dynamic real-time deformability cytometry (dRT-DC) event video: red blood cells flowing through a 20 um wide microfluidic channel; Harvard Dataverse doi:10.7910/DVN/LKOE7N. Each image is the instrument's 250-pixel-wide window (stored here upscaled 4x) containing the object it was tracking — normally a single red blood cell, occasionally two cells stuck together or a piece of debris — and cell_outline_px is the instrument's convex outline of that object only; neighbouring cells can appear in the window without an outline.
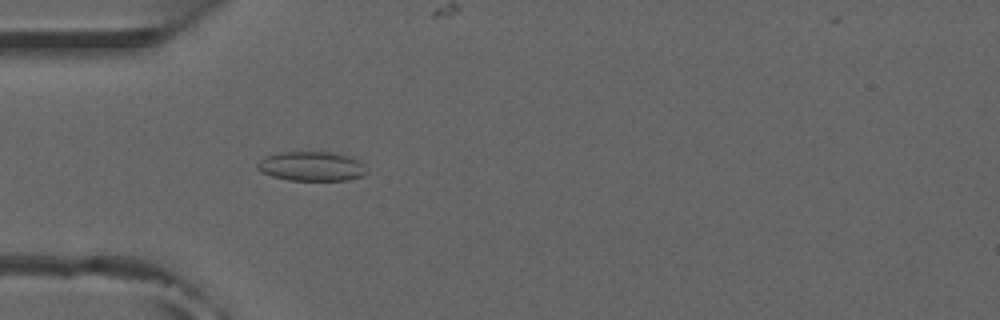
{"species": "common noctule bat (a hibernating species)", "species_latin": "Nyctalus noctula", "temperature_condition": "room temperature", "stored_images_in_passage": 52, "camera_frame_rate_fps": 3000, "um_per_image_px": 0.085, "animal": {"sex": "male", "forearm_length_mm": 52.5}, "frame": {"image": 1, "passage_image": 15, "time_ms": 4.667, "image_size_px": [1000, 320], "cell_outline_px": [[368, 172], [364, 176], [348, 180], [288, 180], [272, 176], [260, 172], [256, 168], [256, 164], [260, 160], [268, 156], [280, 152], [328, 152], [348, 156], [360, 160], [364, 164]], "centroid_in_image_um": [26.51, 14.14], "position_along_channel_um": 58.5, "area_um2": 18.84}}
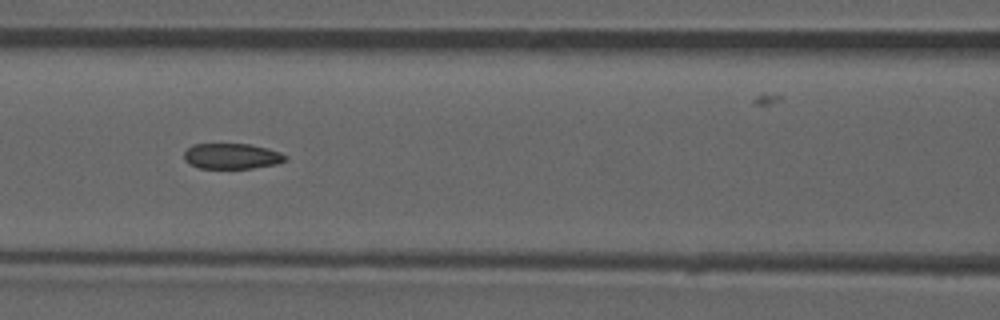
{"frame": {"image": 2, "passage_image": 22, "time_ms": 7.0, "image_size_px": [1000, 320], "cell_outline_px": [[288, 160], [276, 164], [252, 168], [200, 168], [188, 164], [184, 160], [184, 152], [192, 144], [248, 144], [268, 148], [280, 152], [288, 156]], "centroid_in_image_um": [19.71, 13.27], "position_along_channel_um": 146.9, "area_um2": 15.2}}